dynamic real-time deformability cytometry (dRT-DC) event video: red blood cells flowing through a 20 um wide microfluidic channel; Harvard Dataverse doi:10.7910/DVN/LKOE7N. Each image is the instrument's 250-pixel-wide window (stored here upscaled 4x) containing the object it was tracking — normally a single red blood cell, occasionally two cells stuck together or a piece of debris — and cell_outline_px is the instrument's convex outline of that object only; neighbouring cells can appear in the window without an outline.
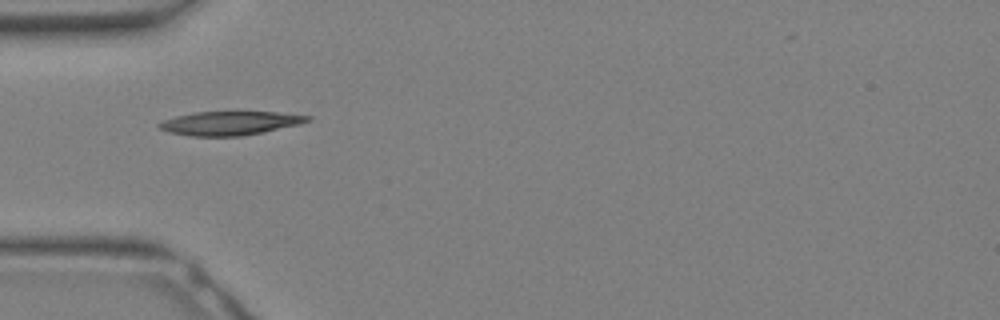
{"species": "Egyptian fruit bat (a non-hibernating species)", "species_latin": "Rousettus aegyptiacus", "temperature_condition": "warm", "stored_images_in_passage": 7, "camera_frame_rate_fps": 3000, "um_per_image_px": 0.085, "animal": {"sex": "female"}, "frame": {"image": 1, "passage_image": 1, "time_ms": 0.0, "image_size_px": [1000, 320], "cell_outline_px": [[312, 116], [308, 120], [300, 124], [264, 132], [240, 136], [192, 136], [168, 132], [160, 128], [156, 124], [164, 120], [176, 116], [196, 112], [276, 112]], "centroid_in_image_um": [19.53, 10.47], "position_along_channel_um": 65.5, "area_um2": 20.4}}
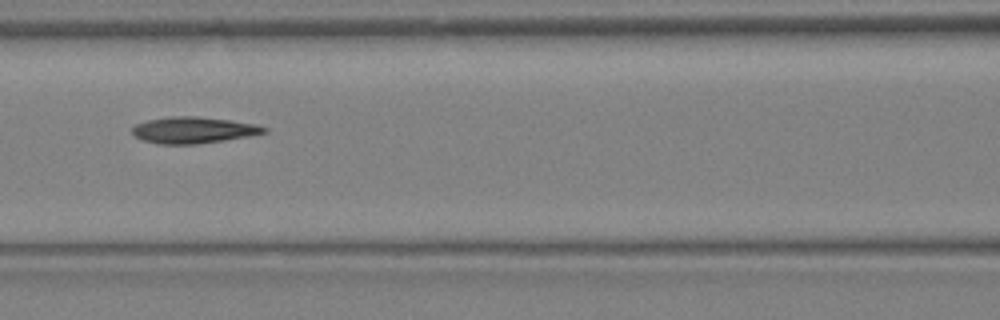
{"frame": {"image": 2, "passage_image": 5, "time_ms": 1.333, "image_size_px": [1000, 320], "cell_outline_px": [[268, 132], [248, 136], [224, 140], [196, 144], [156, 144], [140, 140], [132, 132], [132, 128], [136, 124], [148, 120], [168, 116], [196, 116], [228, 120], [256, 124], [268, 128]], "centroid_in_image_um": [16.42, 11.06], "position_along_channel_um": 150.2, "area_um2": 20.29}}
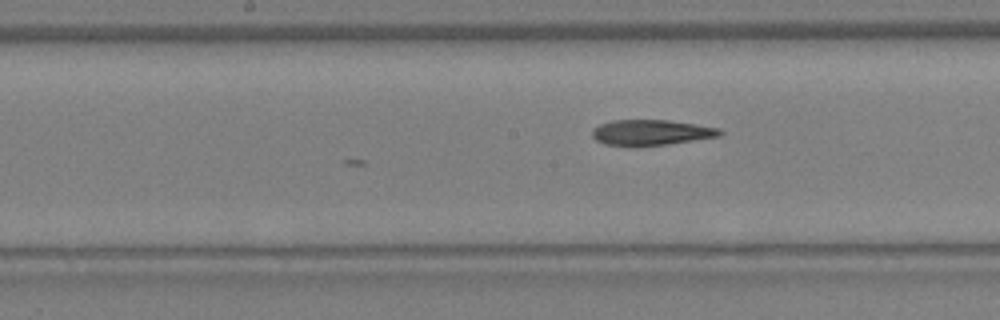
{"frame": {"image": 3, "passage_image": 7, "time_ms": 2.0, "image_size_px": [1000, 320], "cell_outline_px": [[724, 132], [720, 136], [664, 144], [628, 148], [604, 144], [596, 140], [592, 136], [592, 128], [600, 124], [612, 120], [668, 120], [720, 128]], "centroid_in_image_um": [55.28, 11.28], "position_along_channel_um": 192.9, "area_um2": 19.25}}